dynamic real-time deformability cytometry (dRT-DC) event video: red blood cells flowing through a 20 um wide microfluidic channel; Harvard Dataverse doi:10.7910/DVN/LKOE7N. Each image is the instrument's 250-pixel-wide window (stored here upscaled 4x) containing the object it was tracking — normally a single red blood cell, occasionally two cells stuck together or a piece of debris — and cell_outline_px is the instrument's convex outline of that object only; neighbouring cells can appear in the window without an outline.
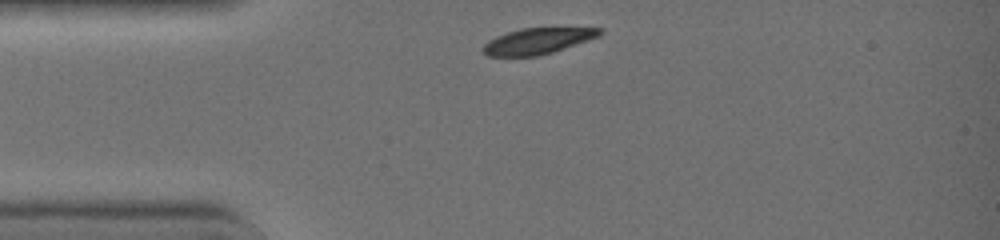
{"species": "common noctule bat (a hibernating species)", "species_latin": "Nyctalus noctula", "temperature_condition": "warm", "stored_images_in_passage": 29, "camera_frame_rate_fps": 3000, "um_per_image_px": 0.085, "animal": {"sex": "female", "body_mass_g": 19.0, "forearm_length_mm": 51.5}, "frame": {"image": 1, "passage_image": 1, "time_ms": 0.0, "image_size_px": [1000, 240], "cell_outline_px": [[604, 32], [600, 36], [552, 52], [536, 56], [488, 56], [484, 52], [484, 44], [488, 40], [496, 36], [520, 28], [604, 28]], "centroid_in_image_um": [45.72, 3.48], "position_along_channel_um": 39.3, "area_um2": 17.51}}
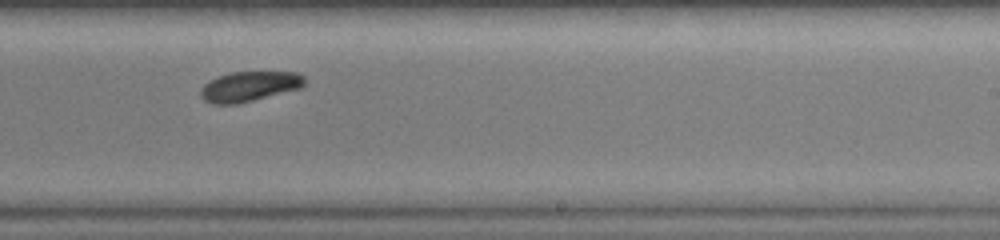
{"frame": {"image": 2, "passage_image": 18, "time_ms": 5.667, "image_size_px": [1000, 240], "cell_outline_px": [[304, 84], [300, 88], [236, 104], [212, 104], [204, 100], [200, 96], [200, 88], [208, 80], [216, 76], [232, 72], [300, 72], [304, 76]], "centroid_in_image_um": [21.14, 7.33], "position_along_channel_um": 267.9, "area_um2": 18.21}}
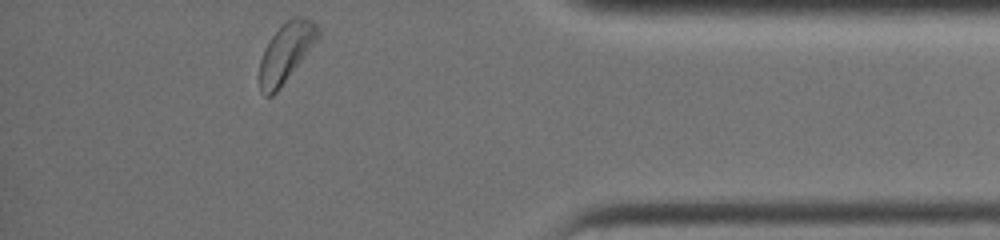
{"frame": {"image": 3, "passage_image": 29, "time_ms": 9.333, "image_size_px": [1000, 240], "cell_outline_px": [[320, 36], [280, 88], [272, 96], [264, 96], [260, 92], [260, 60], [264, 48], [272, 36], [292, 16], [304, 16], [312, 20], [320, 28]], "centroid_in_image_um": [24.32, 4.45], "position_along_channel_um": 410.9, "area_um2": 19.94}, "authors_computed_cell_mechanics": {"area_um2": 19.652, "velocity_mm_per_s": 4.4568, "shape_relaxation_time_tau1_ms": 2.1694, "shape_relaxation_time_tau2_ms": null, "deformation_change_tau1": 0.1051, "deformation_change_tau2": null}}